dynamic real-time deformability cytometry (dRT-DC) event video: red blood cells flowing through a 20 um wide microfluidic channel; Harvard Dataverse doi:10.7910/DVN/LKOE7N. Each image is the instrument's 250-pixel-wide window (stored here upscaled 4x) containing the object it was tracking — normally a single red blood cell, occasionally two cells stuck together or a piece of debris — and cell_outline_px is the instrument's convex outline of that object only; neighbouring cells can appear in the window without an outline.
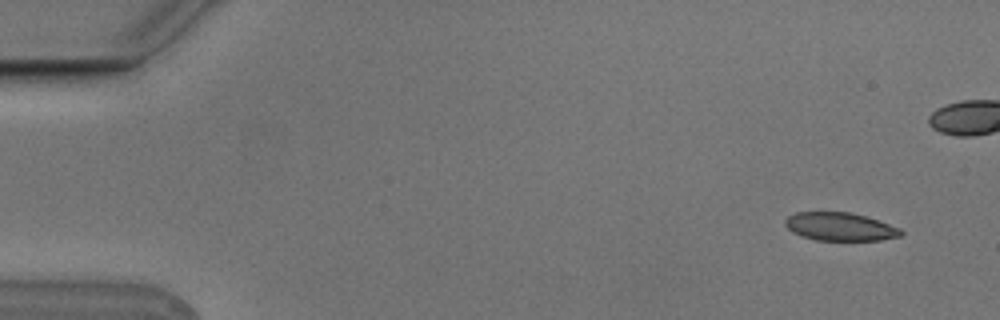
{"species": "Egyptian fruit bat (a non-hibernating species)", "species_latin": "Rousettus aegyptiacus", "temperature_condition": "cold", "stored_images_in_passage": 6, "camera_frame_rate_fps": 3000, "um_per_image_px": 0.085, "animal": {"sex": "male"}, "frame": {"image": 1, "passage_image": 1, "time_ms": 0.0, "image_size_px": [1000, 320], "cell_outline_px": [[904, 232], [900, 236], [880, 240], [816, 240], [800, 236], [792, 232], [784, 224], [784, 220], [788, 216], [796, 212], [852, 212], [900, 228]], "centroid_in_image_um": [71.36, 19.27], "position_along_channel_um": 13.6, "area_um2": 18.96}}
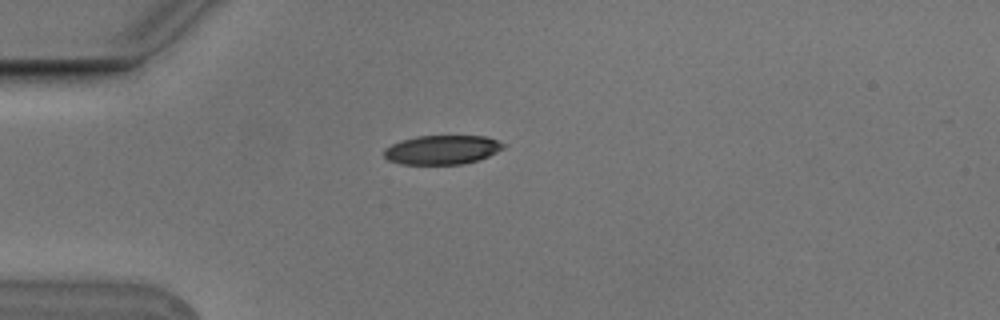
{"frame": {"image": 2, "passage_image": 6, "time_ms": 1.667, "image_size_px": [1000, 320], "cell_outline_px": [[508, 144], [504, 148], [480, 160], [460, 164], [400, 164], [388, 160], [384, 156], [384, 148], [400, 140], [416, 136], [484, 136]], "centroid_in_image_um": [37.58, 12.73], "position_along_channel_um": 47.4, "area_um2": 20.35}}